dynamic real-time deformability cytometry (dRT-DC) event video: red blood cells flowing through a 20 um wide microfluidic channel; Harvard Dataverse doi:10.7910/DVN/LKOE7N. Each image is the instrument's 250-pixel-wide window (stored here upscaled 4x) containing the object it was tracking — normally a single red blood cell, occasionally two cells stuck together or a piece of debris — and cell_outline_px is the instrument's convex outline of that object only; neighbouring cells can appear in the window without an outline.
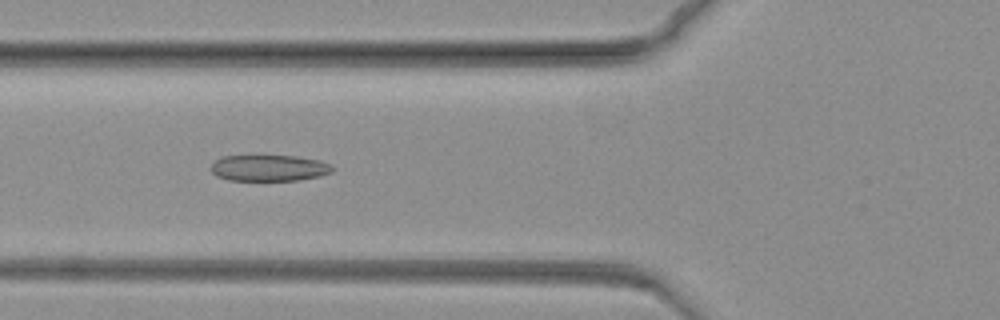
{"species": "common noctule bat (a hibernating species)", "species_latin": "Nyctalus noctula", "temperature_condition": "warm", "stored_images_in_passage": 23, "camera_frame_rate_fps": 3000, "um_per_image_px": 0.085, "animal": {"sex": "female", "body_mass_g": 19.3, "forearm_length_mm": 54.1}, "frame": {"image": 1, "passage_image": 8, "time_ms": 2.333, "image_size_px": [1000, 320], "cell_outline_px": [[336, 168], [332, 172], [320, 176], [296, 180], [228, 180], [216, 176], [212, 172], [212, 164], [220, 156], [296, 156], [320, 160], [332, 164]], "centroid_in_image_um": [22.91, 14.27], "position_along_channel_um": 102.9, "area_um2": 18.61}}
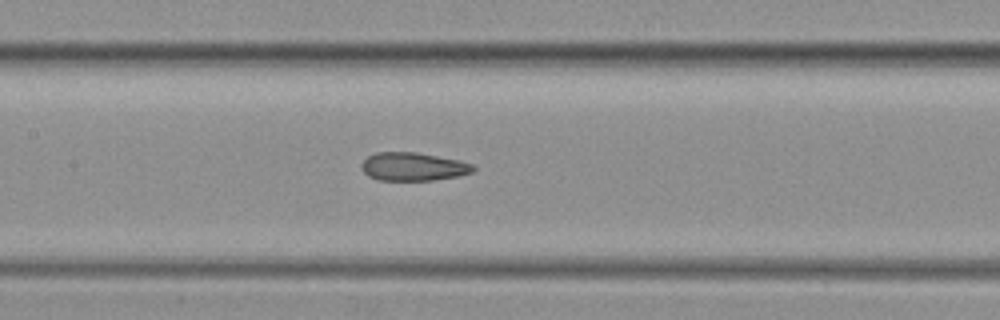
{"frame": {"image": 2, "passage_image": 16, "time_ms": 5.0, "image_size_px": [1000, 320], "cell_outline_px": [[476, 168], [472, 172], [456, 176], [432, 180], [376, 180], [368, 176], [360, 168], [360, 164], [368, 156], [376, 152], [416, 152], [460, 160], [472, 164]], "centroid_in_image_um": [35.08, 14.16], "position_along_channel_um": 172.3, "area_um2": 18.44}}
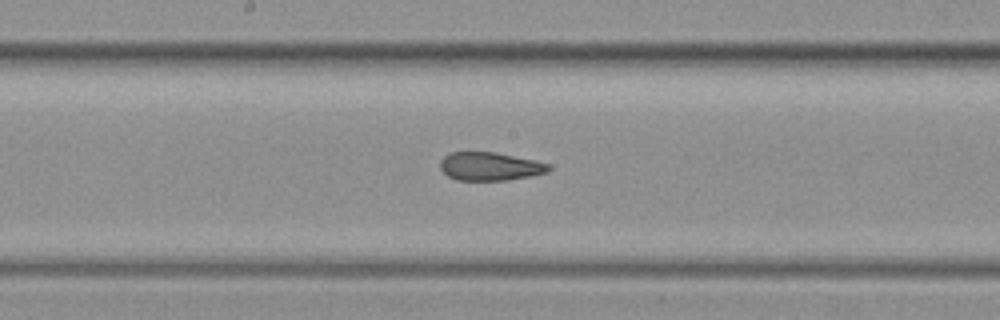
{"frame": {"image": 3, "passage_image": 20, "time_ms": 6.333, "image_size_px": [1000, 320], "cell_outline_px": [[552, 168], [548, 172], [532, 176], [508, 180], [456, 180], [448, 176], [440, 168], [440, 160], [444, 156], [452, 152], [496, 152], [536, 160], [548, 164]], "centroid_in_image_um": [41.67, 14.14], "position_along_channel_um": 206.5, "area_um2": 18.03}}